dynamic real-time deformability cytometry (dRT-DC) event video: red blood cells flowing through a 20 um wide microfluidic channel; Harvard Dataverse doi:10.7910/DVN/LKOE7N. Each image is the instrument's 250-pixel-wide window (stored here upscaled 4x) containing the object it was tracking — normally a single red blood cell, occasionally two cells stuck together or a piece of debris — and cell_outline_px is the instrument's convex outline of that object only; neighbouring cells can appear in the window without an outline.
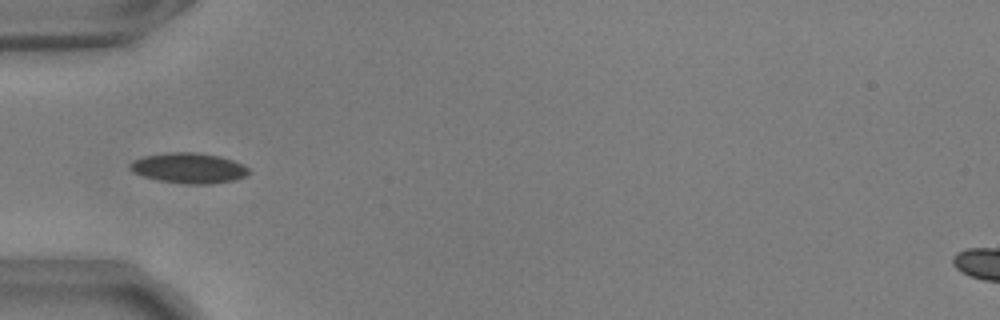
{"species": "common noctule bat (a hibernating species)", "species_latin": "Nyctalus noctula", "temperature_condition": "warm", "stored_images_in_passage": 4, "camera_frame_rate_fps": 3000, "um_per_image_px": 0.085, "animal": {"sex": "male", "body_mass_g": 17.9, "forearm_length_mm": 54.2}, "frame": {"image": 1, "passage_image": 1, "time_ms": 0.0, "image_size_px": [1000, 320], "cell_outline_px": [[248, 172], [244, 176], [236, 180], [212, 184], [184, 184], [156, 180], [132, 172], [128, 168], [128, 164], [132, 160], [144, 156], [168, 152], [196, 152], [220, 156], [232, 160], [248, 168]], "centroid_in_image_um": [15.99, 14.29], "position_along_channel_um": 69.0, "area_um2": 21.15}}